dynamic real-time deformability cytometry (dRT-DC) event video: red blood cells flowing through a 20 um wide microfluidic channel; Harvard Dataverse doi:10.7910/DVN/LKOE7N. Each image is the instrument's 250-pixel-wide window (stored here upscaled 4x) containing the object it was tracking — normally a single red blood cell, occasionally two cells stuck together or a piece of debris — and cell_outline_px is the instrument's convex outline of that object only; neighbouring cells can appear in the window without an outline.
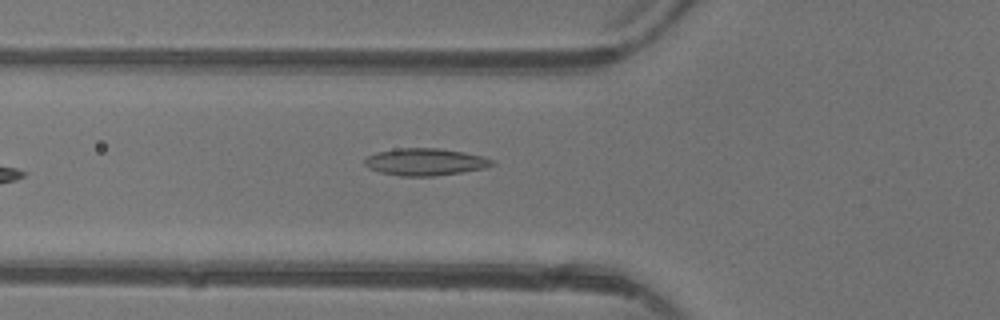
{"species": "common noctule bat (a hibernating species)", "species_latin": "Nyctalus noctula", "temperature_condition": "warm", "stored_images_in_passage": 6, "camera_frame_rate_fps": 3000, "um_per_image_px": 0.085, "animal": {"sex": "female"}, "frame": {"image": 1, "passage_image": 6, "time_ms": 6.0, "image_size_px": [1000, 320], "cell_outline_px": [[496, 164], [484, 168], [464, 172], [432, 176], [400, 176], [380, 172], [368, 168], [364, 164], [364, 160], [368, 156], [376, 152], [396, 148], [440, 148], [464, 152], [484, 156], [492, 160]], "centroid_in_image_um": [36.14, 13.76], "position_along_channel_um": 89.7, "area_um2": 20.29}}